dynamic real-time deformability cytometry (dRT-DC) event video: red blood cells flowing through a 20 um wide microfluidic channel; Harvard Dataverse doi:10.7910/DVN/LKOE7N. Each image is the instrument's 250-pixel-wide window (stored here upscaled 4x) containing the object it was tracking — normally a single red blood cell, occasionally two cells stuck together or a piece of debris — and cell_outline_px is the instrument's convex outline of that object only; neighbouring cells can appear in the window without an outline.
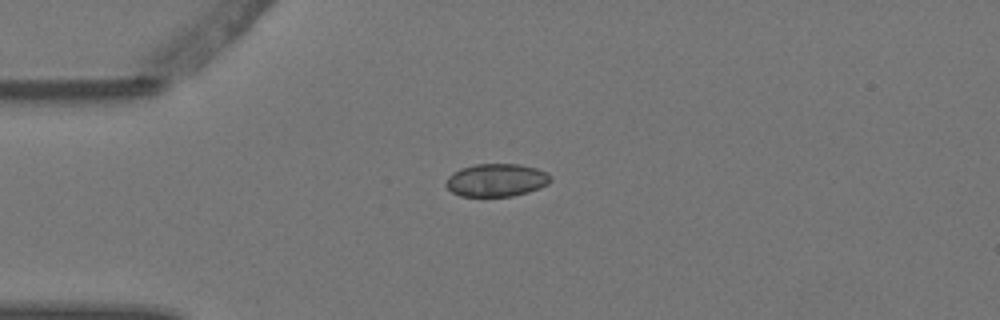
{"species": "Egyptian fruit bat (a non-hibernating species)", "species_latin": "Rousettus aegyptiacus", "temperature_condition": "warm", "stored_images_in_passage": 4, "camera_frame_rate_fps": 3000, "um_per_image_px": 0.085, "animal": {"sex": "female"}, "frame": {"image": 1, "passage_image": 1, "time_ms": 0.0, "image_size_px": [1000, 320], "cell_outline_px": [[552, 180], [548, 184], [540, 188], [528, 192], [512, 196], [460, 196], [452, 192], [444, 184], [448, 176], [452, 172], [460, 168], [476, 164], [520, 164], [536, 168], [548, 172], [552, 176]], "centroid_in_image_um": [42.21, 15.3], "position_along_channel_um": 42.8, "area_um2": 20.29}}
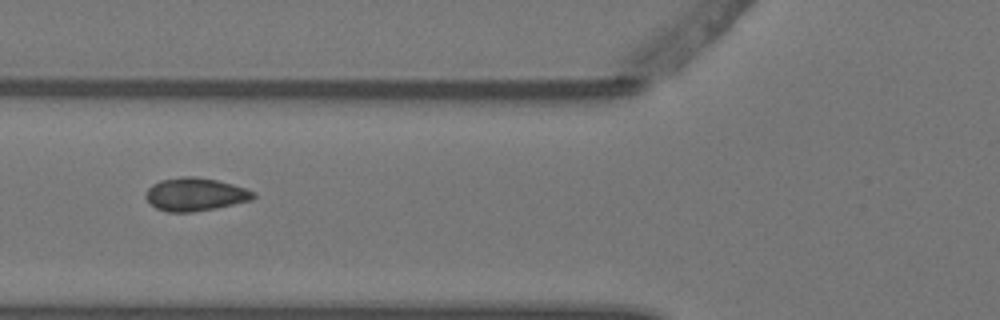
{"frame": {"image": 2, "passage_image": 3, "time_ms": 0.667, "image_size_px": [1000, 320], "cell_outline_px": [[256, 196], [252, 200], [216, 208], [192, 212], [168, 212], [156, 208], [144, 196], [148, 188], [152, 184], [160, 180], [180, 176], [196, 176], [216, 180], [232, 184], [256, 192]], "centroid_in_image_um": [16.59, 16.51], "position_along_channel_um": 109.2, "area_um2": 20.81}}
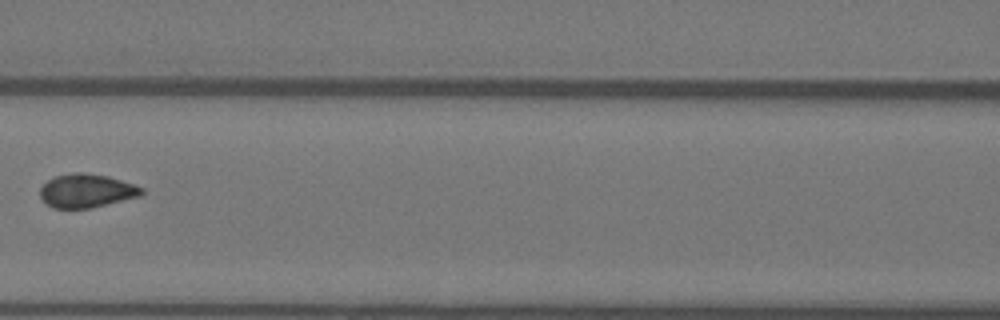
{"frame": {"image": 3, "passage_image": 4, "time_ms": 1.0, "image_size_px": [1000, 320], "cell_outline_px": [[144, 192], [140, 196], [88, 208], [52, 208], [40, 196], [40, 188], [48, 180], [56, 176], [76, 172], [84, 172], [108, 176], [144, 188]], "centroid_in_image_um": [7.35, 16.21], "position_along_channel_um": 159.3, "area_um2": 19.59}}